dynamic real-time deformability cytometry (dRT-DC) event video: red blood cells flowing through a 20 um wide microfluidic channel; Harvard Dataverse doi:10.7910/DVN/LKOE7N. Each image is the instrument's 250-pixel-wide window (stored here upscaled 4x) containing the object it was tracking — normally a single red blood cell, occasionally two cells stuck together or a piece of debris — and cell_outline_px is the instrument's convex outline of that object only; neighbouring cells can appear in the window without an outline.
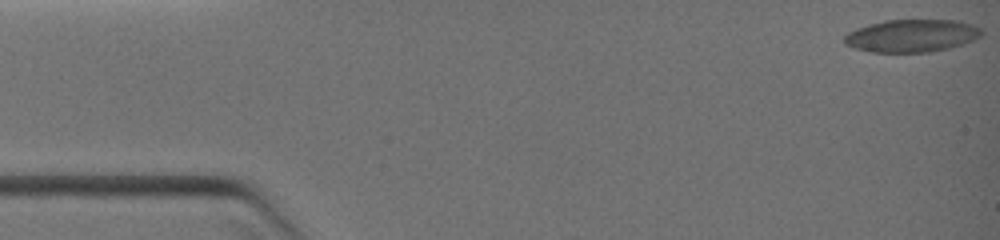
{"species": "common noctule bat (a hibernating species)", "species_latin": "Nyctalus noctula", "temperature_condition": "warm", "stored_images_in_passage": 18, "camera_frame_rate_fps": 3000, "um_per_image_px": 0.085, "animal": {"sex": "female", "body_mass_g": 19.0, "forearm_length_mm": 51.5}, "frame": {"image": 1, "passage_image": 1, "time_ms": 0.0, "image_size_px": [1000, 240], "cell_outline_px": [[984, 32], [980, 36], [972, 40], [948, 48], [928, 52], [872, 52], [856, 48], [844, 44], [844, 36], [848, 32], [856, 28], [868, 24], [884, 20], [960, 20], [972, 24], [980, 28]], "centroid_in_image_um": [77.48, 3.02], "position_along_channel_um": 7.5, "area_um2": 26.07}}